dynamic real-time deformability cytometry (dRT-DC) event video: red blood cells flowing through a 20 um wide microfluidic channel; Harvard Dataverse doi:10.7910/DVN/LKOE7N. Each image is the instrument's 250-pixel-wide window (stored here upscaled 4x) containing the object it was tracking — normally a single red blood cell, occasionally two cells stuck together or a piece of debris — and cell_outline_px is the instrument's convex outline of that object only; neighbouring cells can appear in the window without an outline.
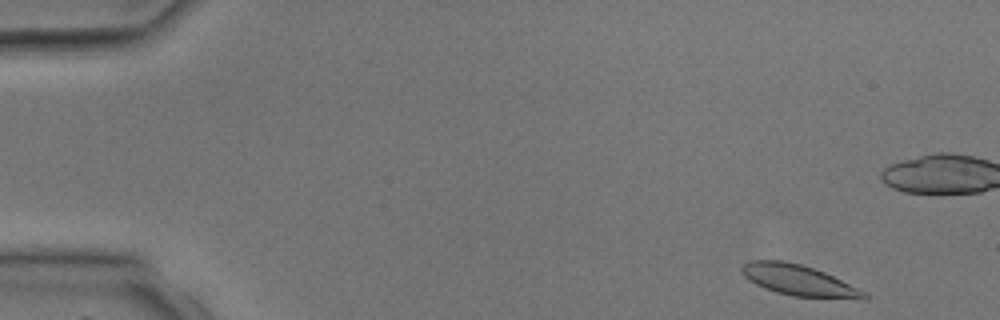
{"species": "common noctule bat (a hibernating species)", "species_latin": "Nyctalus noctula", "temperature_condition": "room temperature", "stored_images_in_passage": 2, "camera_frame_rate_fps": 3000, "um_per_image_px": 0.085, "animal": {"sex": "male", "body_mass_g": 17.9, "forearm_length_mm": 54.2}, "frame": {"image": 1, "passage_image": 2, "time_ms": 1.333, "image_size_px": [1000, 320], "cell_outline_px": [[868, 300], [864, 300], [792, 296], [776, 292], [764, 288], [748, 280], [740, 272], [740, 268], [748, 260], [784, 260], [800, 264], [824, 272], [868, 292]], "centroid_in_image_um": [67.92, 23.84], "position_along_channel_um": 17.1, "area_um2": 22.31}}